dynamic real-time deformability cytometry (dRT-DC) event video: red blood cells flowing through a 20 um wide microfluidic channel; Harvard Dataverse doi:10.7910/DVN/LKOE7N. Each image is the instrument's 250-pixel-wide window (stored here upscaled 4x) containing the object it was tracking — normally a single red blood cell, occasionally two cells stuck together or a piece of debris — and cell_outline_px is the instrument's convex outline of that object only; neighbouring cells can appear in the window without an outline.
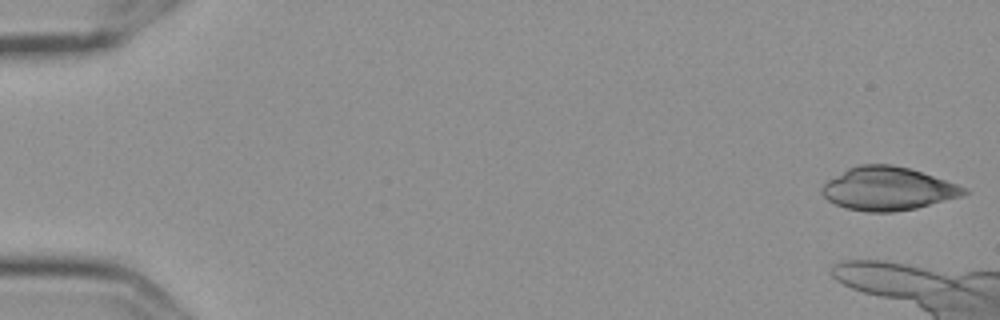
{"species": "Egyptian fruit bat (a non-hibernating species)", "species_latin": "Rousettus aegyptiacus", "temperature_condition": "cold", "stored_images_in_passage": 4, "camera_frame_rate_fps": 3000, "um_per_image_px": 0.085, "frame": {"image": 1, "passage_image": 1, "time_ms": 0.0, "image_size_px": [1000, 320], "cell_outline_px": [[968, 192], [964, 196], [916, 208], [892, 212], [864, 212], [844, 208], [828, 200], [820, 192], [820, 188], [828, 180], [848, 168], [860, 164], [892, 164], [908, 168], [968, 188]], "centroid_in_image_um": [75.45, 16.05], "position_along_channel_um": 9.5, "area_um2": 35.78}}